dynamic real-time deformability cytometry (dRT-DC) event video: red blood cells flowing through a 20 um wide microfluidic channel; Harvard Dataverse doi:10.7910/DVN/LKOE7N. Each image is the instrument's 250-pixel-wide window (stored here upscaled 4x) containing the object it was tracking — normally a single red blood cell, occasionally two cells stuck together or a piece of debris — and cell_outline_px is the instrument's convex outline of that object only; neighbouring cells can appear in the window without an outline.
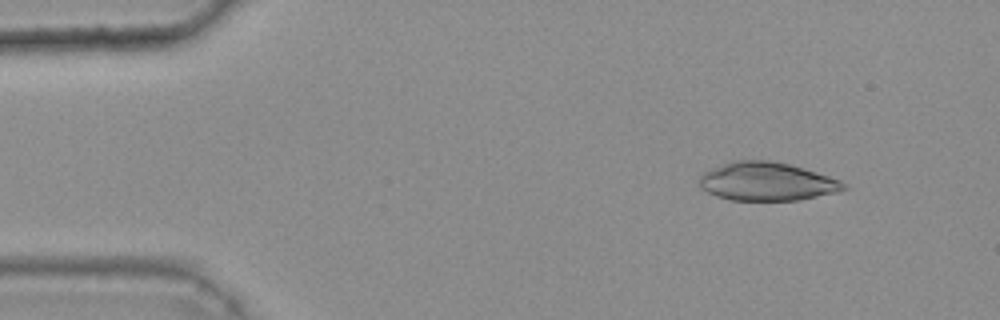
{"species": "common noctule bat (a hibernating species)", "species_latin": "Nyctalus noctula", "temperature_condition": "warm", "stored_images_in_passage": 45, "camera_frame_rate_fps": 3000, "um_per_image_px": 0.085, "animal": {"sex": "female", "body_mass_g": 25.1}, "frame": {"image": 1, "passage_image": 6, "time_ms": 1.667, "image_size_px": [1000, 320], "cell_outline_px": [[848, 188], [840, 192], [800, 200], [728, 200], [716, 196], [700, 188], [700, 176], [704, 172], [712, 168], [724, 164], [740, 160], [768, 160], [788, 164], [816, 172], [840, 180], [848, 184]], "centroid_in_image_um": [65.22, 15.45], "position_along_channel_um": 19.8, "area_um2": 32.25}}
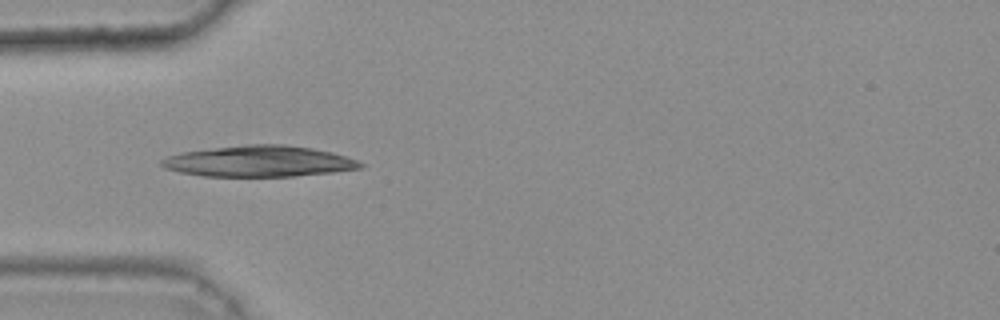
{"frame": {"image": 2, "passage_image": 16, "time_ms": 5.0, "image_size_px": [1000, 320], "cell_outline_px": [[364, 164], [360, 168], [332, 172], [292, 176], [204, 176], [180, 172], [164, 168], [160, 164], [160, 160], [168, 156], [184, 152], [248, 144], [284, 144], [312, 148], [332, 152], [356, 160]], "centroid_in_image_um": [22.01, 13.71], "position_along_channel_um": 63.0, "area_um2": 35.55}}
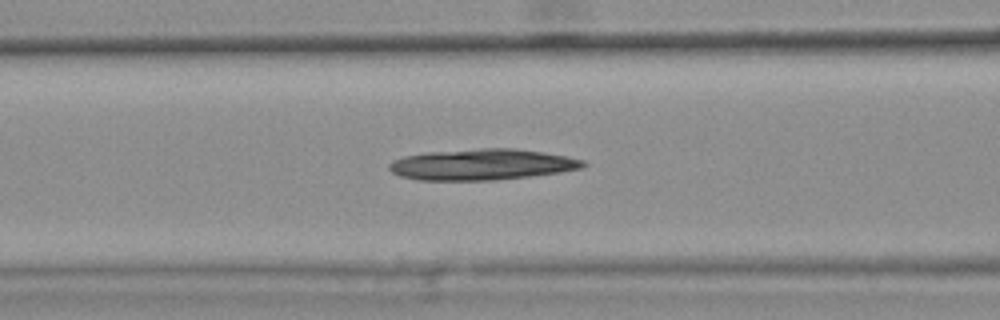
{"frame": {"image": 3, "passage_image": 21, "time_ms": 6.667, "image_size_px": [1000, 320], "cell_outline_px": [[588, 164], [580, 168], [560, 172], [532, 176], [496, 180], [420, 180], [400, 176], [392, 172], [388, 168], [388, 164], [392, 160], [404, 156], [428, 152], [480, 148], [516, 148], [568, 156], [584, 160]], "centroid_in_image_um": [40.97, 13.98], "position_along_channel_um": 125.6, "area_um2": 35.2}}